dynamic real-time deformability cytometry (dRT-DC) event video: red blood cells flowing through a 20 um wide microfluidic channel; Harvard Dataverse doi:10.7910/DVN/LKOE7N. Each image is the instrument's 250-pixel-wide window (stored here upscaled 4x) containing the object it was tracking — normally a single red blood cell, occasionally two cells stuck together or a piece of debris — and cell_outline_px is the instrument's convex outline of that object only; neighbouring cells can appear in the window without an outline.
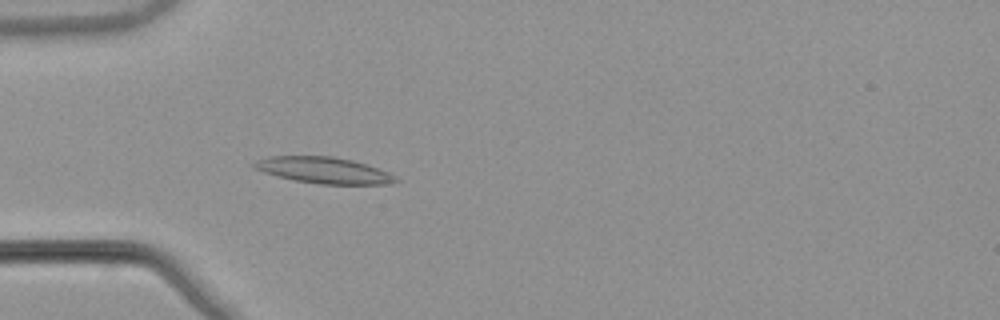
{"species": "common noctule bat (a hibernating species)", "species_latin": "Nyctalus noctula", "temperature_condition": "warm", "stored_images_in_passage": 41, "camera_frame_rate_fps": 3000, "um_per_image_px": 0.085, "animal": {"sex": "male", "body_mass_g": 21.5, "forearm_length_mm": 52.0}, "frame": {"image": 1, "passage_image": 13, "time_ms": 4.0, "image_size_px": [1000, 320], "cell_outline_px": [[400, 180], [392, 184], [320, 184], [292, 180], [264, 172], [252, 168], [252, 164], [256, 160], [268, 156], [332, 156], [352, 160], [368, 164], [388, 172], [396, 176]], "centroid_in_image_um": [27.53, 14.47], "position_along_channel_um": 57.5, "area_um2": 21.85}}
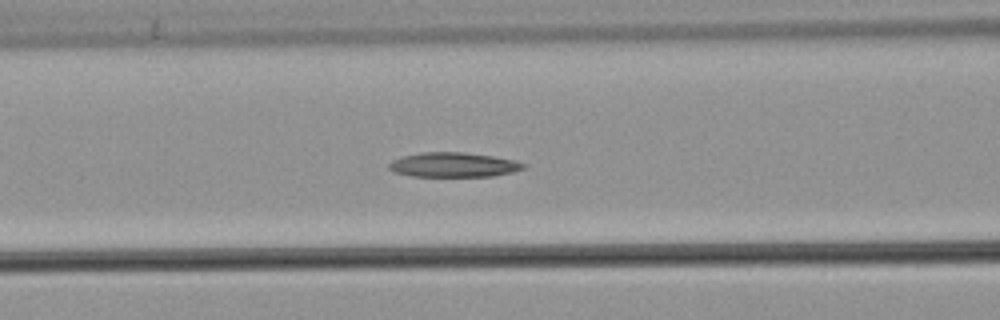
{"frame": {"image": 2, "passage_image": 19, "time_ms": 6.0, "image_size_px": [1000, 320], "cell_outline_px": [[528, 164], [524, 168], [512, 172], [492, 176], [412, 176], [396, 172], [388, 168], [388, 164], [392, 160], [404, 156], [420, 152], [460, 152], [492, 156], [512, 160]], "centroid_in_image_um": [38.54, 14.0], "position_along_channel_um": 128.1, "area_um2": 19.07}}
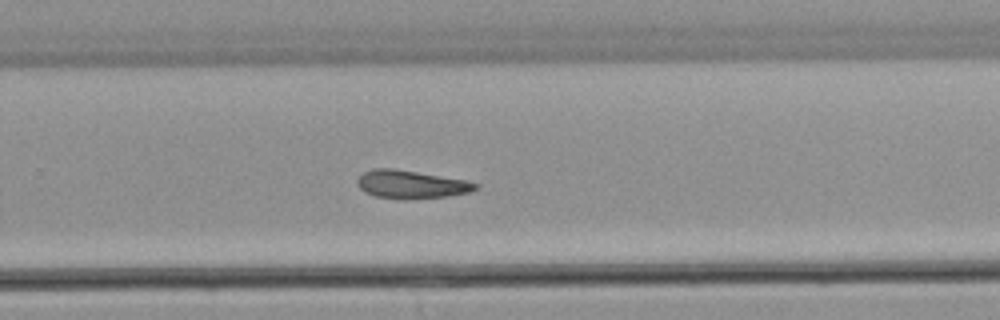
{"frame": {"image": 3, "passage_image": 32, "time_ms": 10.333, "image_size_px": [1000, 320], "cell_outline_px": [[480, 184], [476, 188], [468, 192], [448, 196], [376, 196], [364, 192], [356, 184], [356, 180], [364, 172], [372, 168], [392, 168], [464, 180]], "centroid_in_image_um": [34.89, 15.62], "position_along_channel_um": 294.9, "area_um2": 18.21}}